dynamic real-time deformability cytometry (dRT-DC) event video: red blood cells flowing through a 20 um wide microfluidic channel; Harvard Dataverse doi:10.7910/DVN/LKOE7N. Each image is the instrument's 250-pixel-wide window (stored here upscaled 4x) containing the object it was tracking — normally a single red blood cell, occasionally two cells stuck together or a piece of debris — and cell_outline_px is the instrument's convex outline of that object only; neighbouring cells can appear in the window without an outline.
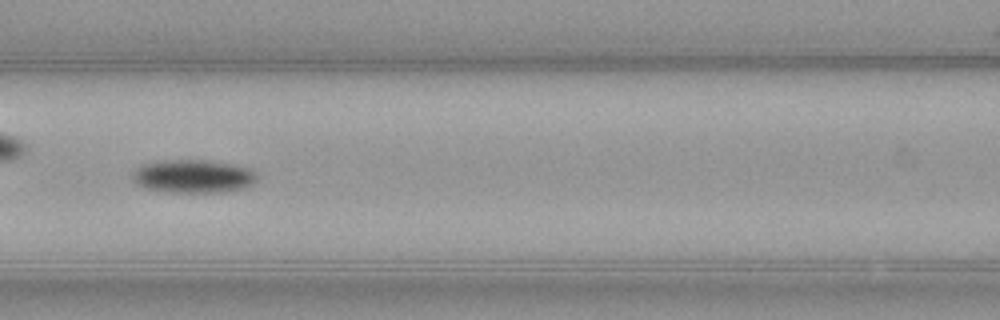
{"species": "common noctule bat (a hibernating species)", "species_latin": "Nyctalus noctula", "temperature_condition": "warm", "stored_images_in_passage": 51, "camera_frame_rate_fps": 3000, "um_per_image_px": 0.085, "animal": {"sex": "female", "body_mass_g": 21.9}, "frame": {"image": 1, "passage_image": 22, "time_ms": 7.0, "image_size_px": [1000, 320], "cell_outline_px": [[260, 176], [252, 184], [244, 188], [224, 192], [164, 192], [144, 188], [136, 184], [132, 180], [132, 176], [144, 164], [168, 160], [208, 160], [232, 164], [252, 168]], "centroid_in_image_um": [16.49, 14.99], "position_along_channel_um": 150.1, "area_um2": 24.22}}
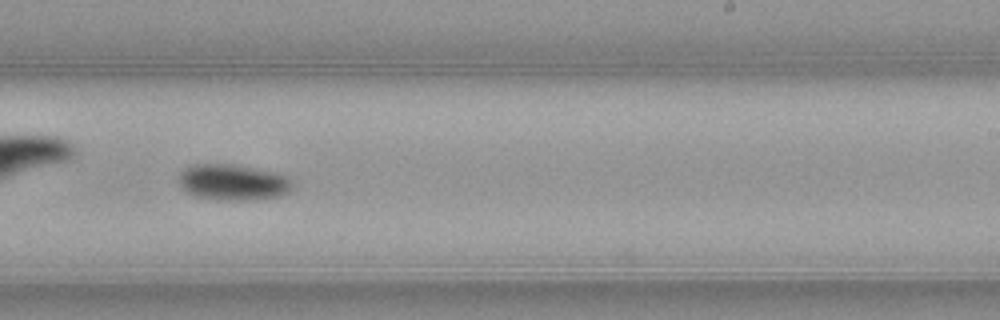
{"frame": {"image": 2, "passage_image": 31, "time_ms": 10.0, "image_size_px": [1000, 320], "cell_outline_px": [[296, 184], [288, 192], [280, 196], [260, 200], [216, 200], [196, 196], [188, 192], [180, 184], [180, 172], [184, 168], [196, 164], [232, 164], [276, 172], [288, 176]], "centroid_in_image_um": [19.88, 15.5], "position_along_channel_um": 269.1, "area_um2": 24.1}}
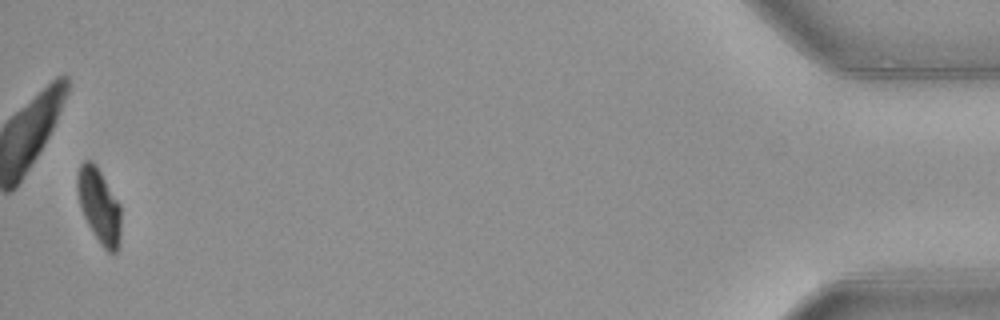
{"frame": {"image": 3, "passage_image": 50, "time_ms": 16.333, "image_size_px": [1000, 320], "cell_outline_px": [[120, 240], [116, 252], [108, 252], [100, 244], [92, 232], [84, 216], [80, 204], [76, 188], [76, 176], [80, 164], [84, 160], [88, 160], [100, 172], [120, 204]], "centroid_in_image_um": [8.41, 17.51], "position_along_channel_um": 426.8, "area_um2": 18.67}, "authors_computed_cell_mechanics": {"area_um2": 21.3282, "velocity_mm_per_s": 3.9812, "shape_relaxation_time_tau1_ms": 2.7551, "shape_relaxation_time_tau2_ms": null, "deformation_change_tau1": 0.1138, "deformation_change_tau2": null}}